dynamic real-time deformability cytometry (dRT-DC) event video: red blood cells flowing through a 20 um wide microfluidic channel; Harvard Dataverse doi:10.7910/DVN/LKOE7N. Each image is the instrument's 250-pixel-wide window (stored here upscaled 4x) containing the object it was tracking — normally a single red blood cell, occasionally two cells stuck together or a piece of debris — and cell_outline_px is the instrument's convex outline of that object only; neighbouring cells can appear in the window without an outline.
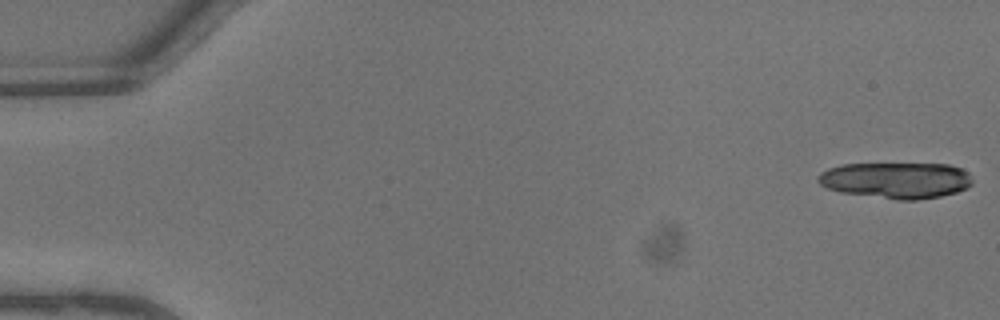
{"species": "common noctule bat (a hibernating species)", "species_latin": "Nyctalus noctula", "temperature_condition": "warm", "stored_images_in_passage": 17, "camera_frame_rate_fps": 3000, "um_per_image_px": 0.085, "animal": {"sex": "male", "body_mass_g": 13.3}, "frame": {"image": 1, "passage_image": 1, "time_ms": 0.0, "image_size_px": [1000, 320], "cell_outline_px": [[972, 184], [968, 188], [956, 192], [940, 196], [916, 200], [896, 200], [840, 192], [828, 188], [820, 184], [816, 180], [820, 172], [828, 168], [840, 164], [948, 164], [960, 168], [968, 172], [972, 180]], "centroid_in_image_um": [76.16, 15.32], "position_along_channel_um": 8.8, "area_um2": 32.71}}